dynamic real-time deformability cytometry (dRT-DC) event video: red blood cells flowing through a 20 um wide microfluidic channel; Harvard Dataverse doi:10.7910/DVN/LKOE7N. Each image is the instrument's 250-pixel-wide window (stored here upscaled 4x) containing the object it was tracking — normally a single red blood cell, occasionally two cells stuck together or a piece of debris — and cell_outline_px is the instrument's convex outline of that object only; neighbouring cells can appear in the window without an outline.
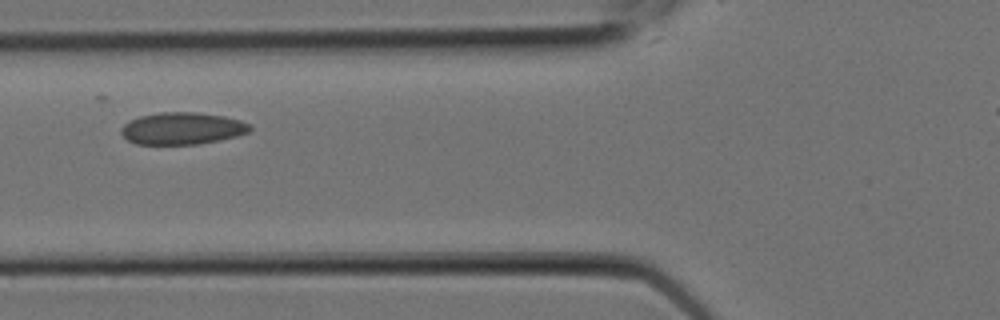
{"species": "Egyptian fruit bat (a non-hibernating species)", "species_latin": "Rousettus aegyptiacus", "temperature_condition": "room temperature", "stored_images_in_passage": 6, "camera_frame_rate_fps": 3000, "um_per_image_px": 0.085, "animal": {"sex": "female"}, "frame": {"image": 1, "passage_image": 3, "time_ms": 0.667, "image_size_px": [1000, 320], "cell_outline_px": [[252, 128], [248, 132], [236, 136], [220, 140], [200, 144], [136, 144], [128, 140], [120, 132], [120, 128], [128, 120], [140, 116], [160, 112], [192, 112], [224, 116], [240, 120], [248, 124]], "centroid_in_image_um": [15.46, 10.92], "position_along_channel_um": 110.3, "area_um2": 24.04}}
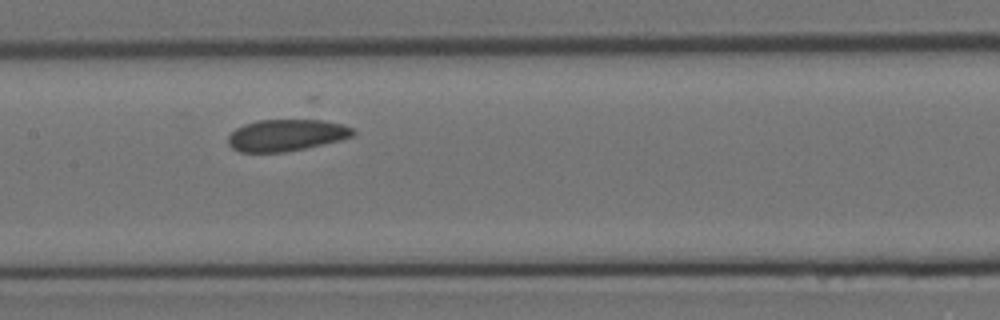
{"frame": {"image": 2, "passage_image": 5, "time_ms": 1.333, "image_size_px": [1000, 320], "cell_outline_px": [[356, 132], [352, 136], [340, 140], [324, 144], [284, 152], [240, 152], [232, 148], [228, 144], [228, 136], [236, 128], [244, 124], [256, 120], [312, 116], [316, 116], [344, 124], [352, 128]], "centroid_in_image_um": [24.4, 11.41], "position_along_channel_um": 183.0, "area_um2": 24.33}}
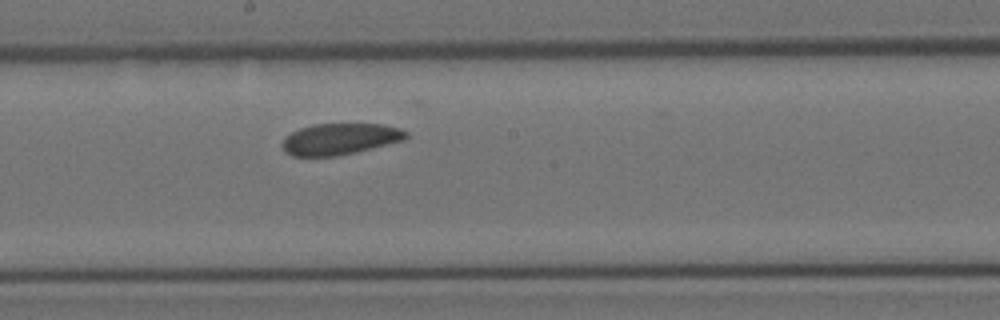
{"frame": {"image": 3, "passage_image": 6, "time_ms": 1.667, "image_size_px": [1000, 320], "cell_outline_px": [[408, 136], [404, 140], [356, 152], [336, 156], [292, 156], [284, 152], [284, 136], [300, 128], [312, 124], [384, 124], [400, 128], [408, 132]], "centroid_in_image_um": [28.91, 11.81], "position_along_channel_um": 219.3, "area_um2": 22.6}}